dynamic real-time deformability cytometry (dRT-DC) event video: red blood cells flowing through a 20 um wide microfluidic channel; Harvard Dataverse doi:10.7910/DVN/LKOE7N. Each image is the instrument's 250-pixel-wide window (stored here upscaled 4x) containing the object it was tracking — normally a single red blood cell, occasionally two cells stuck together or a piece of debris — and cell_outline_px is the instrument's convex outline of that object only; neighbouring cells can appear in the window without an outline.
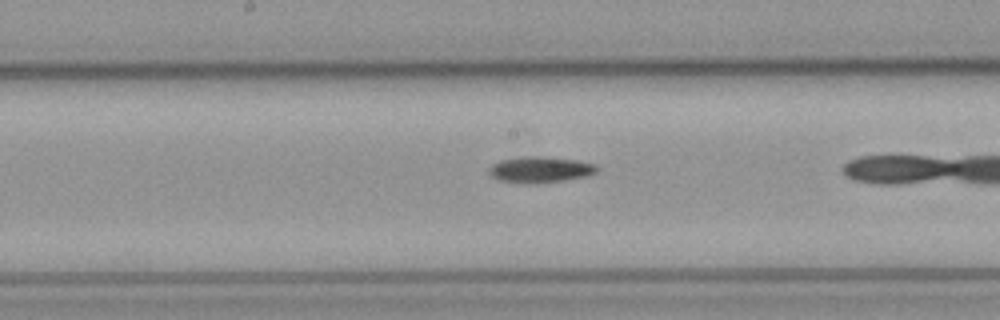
{"species": "common noctule bat (a hibernating species)", "species_latin": "Nyctalus noctula", "temperature_condition": "cold", "stored_images_in_passage": 17, "camera_frame_rate_fps": 3000, "um_per_image_px": 0.085, "animal": {"sex": "male", "body_mass_g": 23.1, "forearm_length_mm": 52.7}, "frame": {"image": 1, "passage_image": 10, "time_ms": 3.0, "image_size_px": [1000, 320], "cell_outline_px": [[600, 168], [596, 172], [588, 176], [560, 180], [500, 180], [492, 176], [488, 172], [488, 168], [492, 164], [500, 160], [528, 156], [536, 156], [576, 160], [596, 164]], "centroid_in_image_um": [45.97, 14.35], "position_along_channel_um": 202.2, "area_um2": 15.32}}